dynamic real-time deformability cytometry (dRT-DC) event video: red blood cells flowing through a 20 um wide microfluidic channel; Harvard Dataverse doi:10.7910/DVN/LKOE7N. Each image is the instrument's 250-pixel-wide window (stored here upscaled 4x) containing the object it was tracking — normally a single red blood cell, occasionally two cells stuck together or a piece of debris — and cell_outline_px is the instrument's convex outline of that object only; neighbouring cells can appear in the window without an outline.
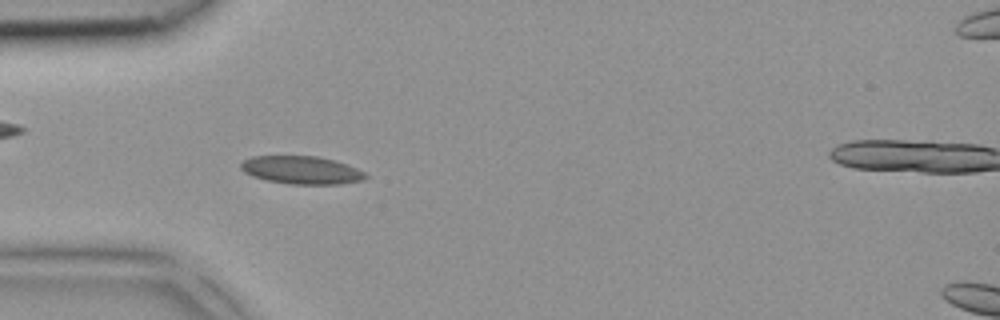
{"species": "common noctule bat (a hibernating species)", "species_latin": "Nyctalus noctula", "temperature_condition": "room temperature", "stored_images_in_passage": 3, "camera_frame_rate_fps": 3000, "um_per_image_px": 0.085, "animal": {"sex": "female", "body_mass_g": 18.4}, "frame": {"image": 1, "passage_image": 2, "time_ms": 0.333, "image_size_px": [1000, 320], "cell_outline_px": [[368, 176], [364, 180], [340, 184], [288, 184], [268, 180], [252, 176], [244, 172], [240, 168], [240, 164], [244, 160], [252, 156], [316, 156], [336, 160], [348, 164], [364, 172]], "centroid_in_image_um": [25.64, 14.45], "position_along_channel_um": 59.4, "area_um2": 20.4}}